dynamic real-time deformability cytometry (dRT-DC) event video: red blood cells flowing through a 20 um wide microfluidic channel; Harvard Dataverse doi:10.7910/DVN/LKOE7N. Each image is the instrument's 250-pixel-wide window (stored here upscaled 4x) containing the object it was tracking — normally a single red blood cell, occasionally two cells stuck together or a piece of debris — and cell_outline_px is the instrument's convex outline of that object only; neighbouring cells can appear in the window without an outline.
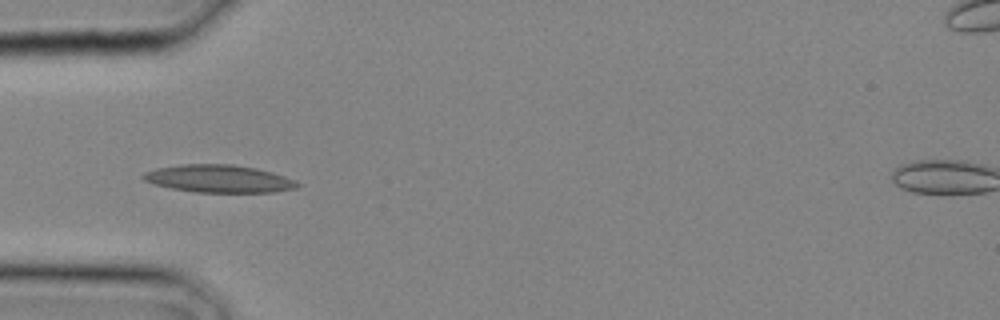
{"species": "common noctule bat (a hibernating species)", "species_latin": "Nyctalus noctula", "temperature_condition": "cold", "stored_images_in_passage": 1, "camera_frame_rate_fps": 3000, "um_per_image_px": 0.085, "animal": {"sex": "male", "body_mass_g": 20.4}, "frame": {"image": 1, "passage_image": 1, "time_ms": 0.0, "image_size_px": [1000, 320], "cell_outline_px": [[304, 184], [296, 188], [276, 192], [192, 192], [168, 188], [152, 184], [144, 180], [140, 176], [144, 172], [156, 168], [180, 164], [232, 164], [256, 168], [272, 172], [296, 180]], "centroid_in_image_um": [18.59, 15.19], "position_along_channel_um": 66.4, "area_um2": 25.2}}